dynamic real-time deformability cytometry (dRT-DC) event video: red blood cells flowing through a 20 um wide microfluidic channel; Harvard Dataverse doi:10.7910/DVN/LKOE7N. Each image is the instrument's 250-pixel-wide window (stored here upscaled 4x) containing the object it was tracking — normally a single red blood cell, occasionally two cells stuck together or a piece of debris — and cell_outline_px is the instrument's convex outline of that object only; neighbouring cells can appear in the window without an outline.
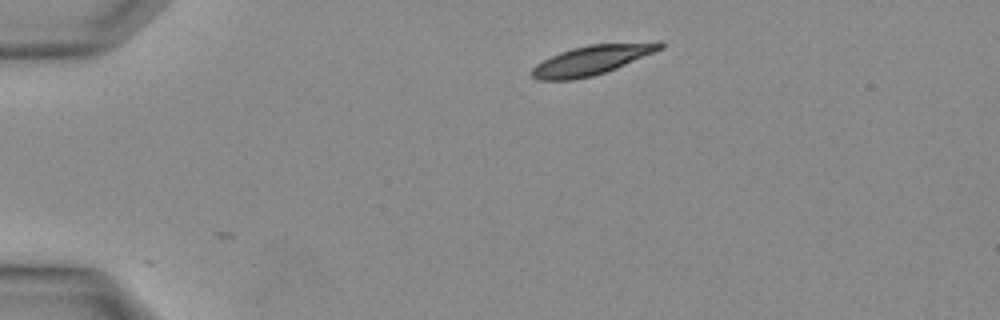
{"species": "Egyptian fruit bat (a non-hibernating species)", "species_latin": "Rousettus aegyptiacus", "temperature_condition": "warm", "stored_images_in_passage": 3, "camera_frame_rate_fps": 3000, "um_per_image_px": 0.085, "animal": {"sex": "female"}, "frame": {"image": 1, "passage_image": 3, "time_ms": 0.667, "image_size_px": [1000, 320], "cell_outline_px": [[664, 48], [616, 68], [592, 76], [572, 80], [536, 80], [532, 76], [532, 68], [536, 64], [560, 52], [572, 48], [588, 44], [656, 40], [660, 40], [664, 44]], "centroid_in_image_um": [50.38, 5.07], "position_along_channel_um": 34.6, "area_um2": 22.31}}